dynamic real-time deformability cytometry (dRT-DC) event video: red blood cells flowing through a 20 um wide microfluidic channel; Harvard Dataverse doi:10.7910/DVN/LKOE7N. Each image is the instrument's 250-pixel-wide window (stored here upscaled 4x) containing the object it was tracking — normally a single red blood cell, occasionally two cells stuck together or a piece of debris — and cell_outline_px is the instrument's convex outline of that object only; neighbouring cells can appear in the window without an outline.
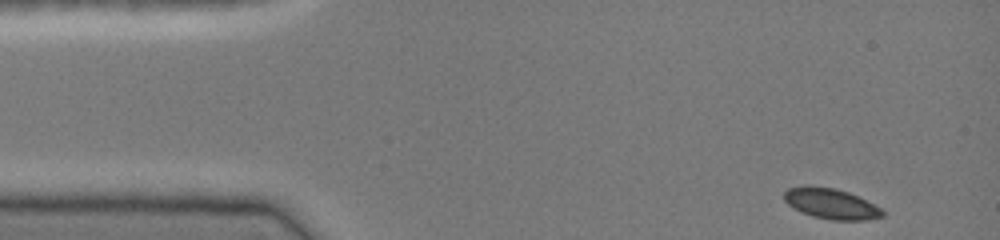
{"species": "common noctule bat (a hibernating species)", "species_latin": "Nyctalus noctula", "temperature_condition": "cold", "stored_images_in_passage": 41, "camera_frame_rate_fps": 3000, "um_per_image_px": 0.085, "animal": {"sex": "female", "body_mass_g": 19.0, "forearm_length_mm": 51.5}, "frame": {"image": 1, "passage_image": 1, "time_ms": 0.0, "image_size_px": [1000, 240], "cell_outline_px": [[884, 216], [864, 220], [828, 220], [812, 216], [800, 212], [788, 204], [784, 200], [784, 192], [788, 188], [804, 184], [808, 184], [836, 188], [848, 192], [880, 208], [884, 212]], "centroid_in_image_um": [70.57, 17.29], "position_along_channel_um": 14.4, "area_um2": 17.63}}
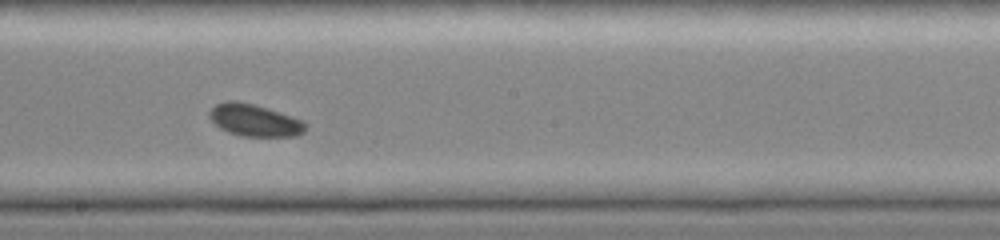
{"frame": {"image": 2, "passage_image": 23, "time_ms": 7.333, "image_size_px": [1000, 240], "cell_outline_px": [[308, 124], [304, 132], [296, 136], [240, 136], [228, 132], [220, 128], [208, 116], [208, 112], [216, 104], [228, 100], [236, 100], [268, 108], [304, 120]], "centroid_in_image_um": [21.66, 10.22], "position_along_channel_um": 226.5, "area_um2": 18.09}}
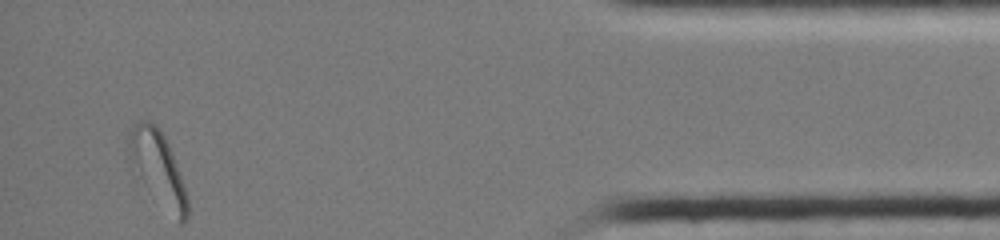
{"frame": {"image": 3, "passage_image": 41, "time_ms": 13.333, "image_size_px": [1000, 240], "cell_outline_px": [[188, 216], [184, 224], [180, 224], [132, 168], [128, 148], [128, 136], [132, 124], [140, 120], [148, 120], [156, 124], [164, 136], [172, 152], [188, 196]], "centroid_in_image_um": [13.43, 14.23], "position_along_channel_um": 421.8, "area_um2": 24.62}, "authors_computed_cell_mechanics": {"area_um2": 17.9758, "velocity_mm_per_s": 4.0853, "shape_relaxation_time_tau1_ms": 2.0268, "shape_relaxation_time_tau2_ms": null, "deformation_change_tau1": 0.049, "deformation_change_tau2": null}}